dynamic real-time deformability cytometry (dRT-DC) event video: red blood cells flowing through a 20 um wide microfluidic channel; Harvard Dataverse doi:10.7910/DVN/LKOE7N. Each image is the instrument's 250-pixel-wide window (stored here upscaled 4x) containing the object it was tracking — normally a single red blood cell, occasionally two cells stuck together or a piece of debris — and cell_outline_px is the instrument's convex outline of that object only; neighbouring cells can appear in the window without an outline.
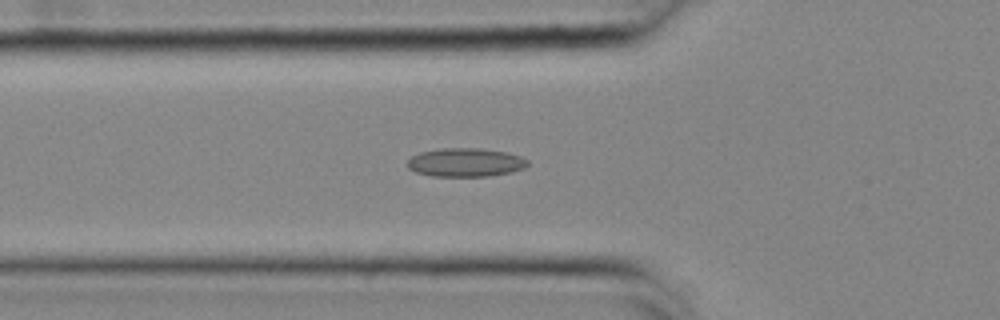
{"species": "common noctule bat (a hibernating species)", "species_latin": "Nyctalus noctula", "temperature_condition": "cold", "stored_images_in_passage": 40, "camera_frame_rate_fps": 3000, "um_per_image_px": 0.085, "animal": {"sex": "female", "body_mass_g": 25.1}, "frame": {"image": 1, "passage_image": 11, "time_ms": 3.333, "image_size_px": [1000, 320], "cell_outline_px": [[528, 164], [524, 168], [512, 172], [488, 176], [432, 176], [416, 172], [408, 168], [408, 160], [412, 156], [420, 152], [440, 148], [480, 148], [508, 152], [520, 156], [528, 160]], "centroid_in_image_um": [39.58, 13.8], "position_along_channel_um": 86.2, "area_um2": 20.11}}
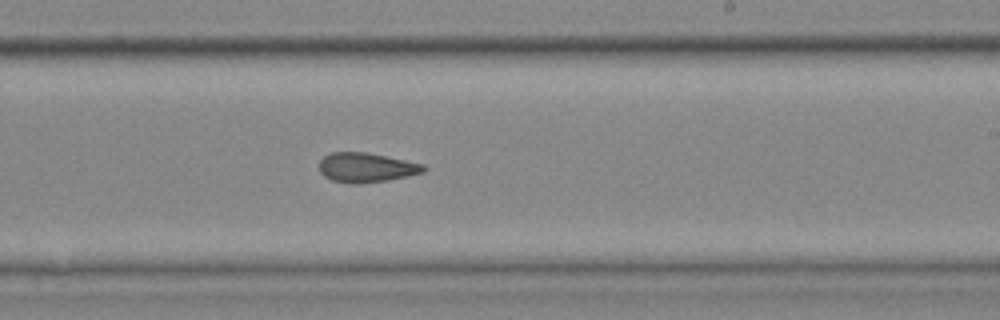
{"frame": {"image": 2, "passage_image": 25, "time_ms": 8.0, "image_size_px": [1000, 320], "cell_outline_px": [[428, 168], [424, 172], [388, 180], [356, 184], [352, 184], [332, 180], [324, 176], [320, 172], [320, 160], [324, 156], [332, 152], [364, 152], [424, 164]], "centroid_in_image_um": [31.13, 14.24], "position_along_channel_um": 257.9, "area_um2": 17.8}}
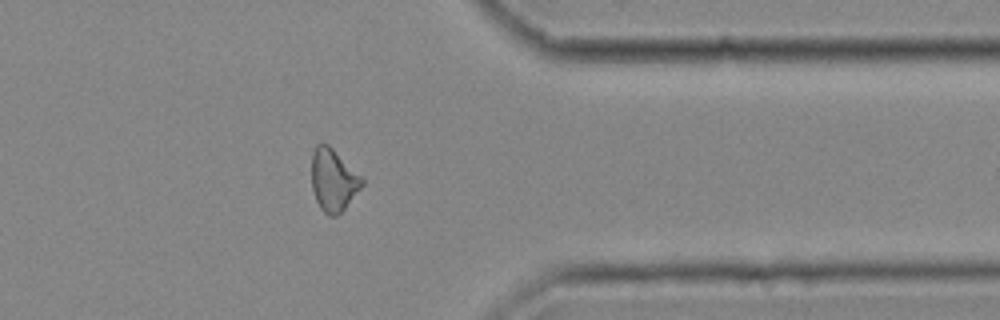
{"frame": {"image": 3, "passage_image": 36, "time_ms": 11.667, "image_size_px": [1000, 320], "cell_outline_px": [[364, 184], [344, 208], [336, 216], [328, 216], [320, 208], [316, 200], [312, 188], [312, 152], [316, 144], [328, 144], [364, 180]], "centroid_in_image_um": [28.31, 15.31], "position_along_channel_um": 383.1, "area_um2": 17.92}, "authors_computed_cell_mechanics": {"area_um2": 18.0625, "velocity_mm_per_s": 3.6775, "shape_relaxation_time_tau1_ms": null, "shape_relaxation_time_tau2_ms": 5.5248, "deformation_change_tau1": null, "deformation_change_tau2": 0.153}}